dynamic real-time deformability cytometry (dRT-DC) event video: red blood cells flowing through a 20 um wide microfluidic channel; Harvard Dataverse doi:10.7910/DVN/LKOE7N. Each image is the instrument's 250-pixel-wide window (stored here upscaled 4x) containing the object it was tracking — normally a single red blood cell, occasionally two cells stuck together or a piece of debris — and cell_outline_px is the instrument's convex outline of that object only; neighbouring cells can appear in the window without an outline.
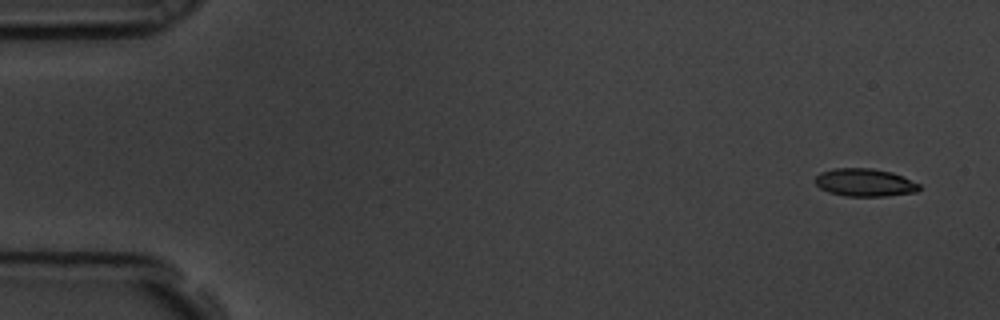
{"species": "common noctule bat (a hibernating species)", "species_latin": "Nyctalus noctula", "temperature_condition": "room temperature", "stored_images_in_passage": 5, "camera_frame_rate_fps": 3000, "um_per_image_px": 0.085, "animal": {"sex": "male", "body_mass_g": 19.5, "forearm_length_mm": 54.6}, "frame": {"image": 1, "passage_image": 1, "time_ms": 0.0, "image_size_px": [1000, 320], "cell_outline_px": [[920, 188], [916, 192], [884, 196], [844, 196], [828, 192], [820, 188], [812, 180], [820, 172], [832, 168], [872, 168], [892, 172], [920, 184]], "centroid_in_image_um": [73.45, 15.51], "position_along_channel_um": 11.5, "area_um2": 16.99}}
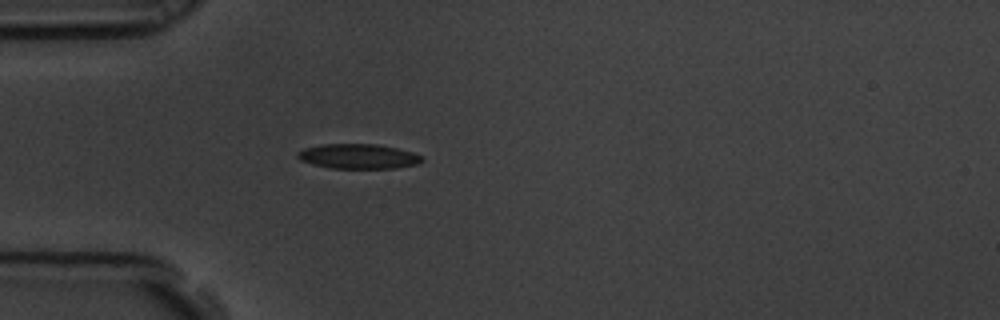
{"frame": {"image": 2, "passage_image": 5, "time_ms": 1.333, "image_size_px": [1000, 320], "cell_outline_px": [[424, 160], [416, 164], [396, 168], [332, 168], [312, 164], [300, 160], [296, 156], [296, 152], [304, 148], [324, 144], [376, 144], [396, 148], [412, 152], [420, 156]], "centroid_in_image_um": [30.41, 13.29], "position_along_channel_um": 54.6, "area_um2": 17.86}}